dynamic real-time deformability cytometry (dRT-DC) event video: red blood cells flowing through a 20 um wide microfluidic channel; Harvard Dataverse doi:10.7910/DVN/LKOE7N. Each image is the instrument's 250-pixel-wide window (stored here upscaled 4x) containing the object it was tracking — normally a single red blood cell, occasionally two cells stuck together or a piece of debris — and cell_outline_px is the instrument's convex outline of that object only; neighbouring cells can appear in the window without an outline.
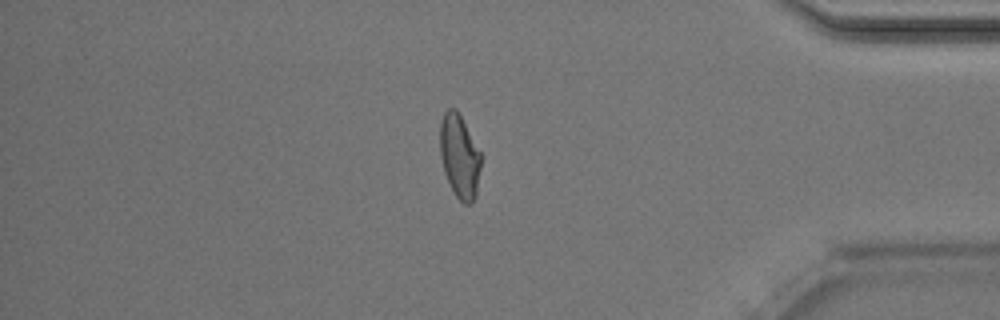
{"species": "Egyptian fruit bat (a non-hibernating species)", "species_latin": "Rousettus aegyptiacus", "temperature_condition": "room temperature", "stored_images_in_passage": 50, "camera_frame_rate_fps": 3000, "um_per_image_px": 0.085, "animal": {"sex": "male"}, "frame": {"image": 1, "passage_image": 43, "time_ms": 14.0, "image_size_px": [1000, 320], "cell_outline_px": [[480, 168], [476, 196], [472, 204], [464, 204], [456, 196], [444, 172], [440, 156], [440, 120], [444, 112], [448, 108], [456, 108], [480, 152]], "centroid_in_image_um": [39.04, 13.28], "position_along_channel_um": 396.2, "area_um2": 19.77}}